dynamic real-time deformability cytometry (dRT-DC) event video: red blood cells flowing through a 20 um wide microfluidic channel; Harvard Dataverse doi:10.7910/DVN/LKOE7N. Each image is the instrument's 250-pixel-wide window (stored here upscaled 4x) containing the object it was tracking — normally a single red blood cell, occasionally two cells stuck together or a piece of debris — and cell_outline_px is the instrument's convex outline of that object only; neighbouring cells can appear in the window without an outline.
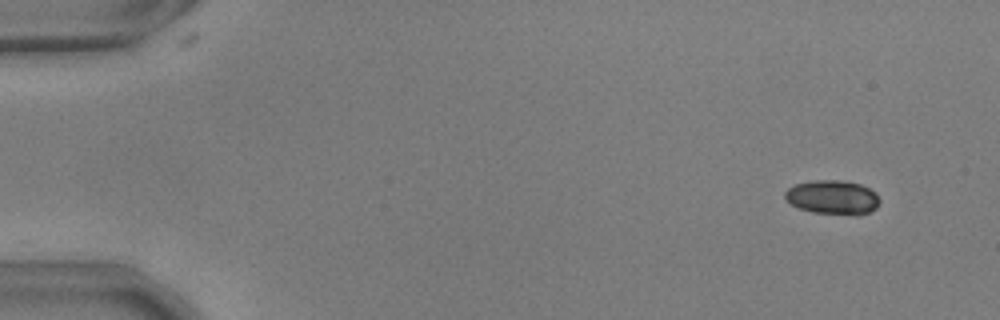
{"species": "common noctule bat (a hibernating species)", "species_latin": "Nyctalus noctula", "temperature_condition": "warm", "stored_images_in_passage": 53, "camera_frame_rate_fps": 3000, "um_per_image_px": 0.085, "animal": {"sex": "male", "body_mass_g": 17.9, "forearm_length_mm": 54.2}, "frame": {"image": 1, "passage_image": 1, "time_ms": 0.0, "image_size_px": [1000, 320], "cell_outline_px": [[880, 200], [876, 208], [860, 216], [856, 216], [812, 212], [800, 208], [792, 204], [784, 196], [784, 192], [788, 188], [796, 184], [812, 180], [840, 180], [860, 184], [876, 192]], "centroid_in_image_um": [70.8, 16.78], "position_along_channel_um": 14.2, "area_um2": 18.96}}